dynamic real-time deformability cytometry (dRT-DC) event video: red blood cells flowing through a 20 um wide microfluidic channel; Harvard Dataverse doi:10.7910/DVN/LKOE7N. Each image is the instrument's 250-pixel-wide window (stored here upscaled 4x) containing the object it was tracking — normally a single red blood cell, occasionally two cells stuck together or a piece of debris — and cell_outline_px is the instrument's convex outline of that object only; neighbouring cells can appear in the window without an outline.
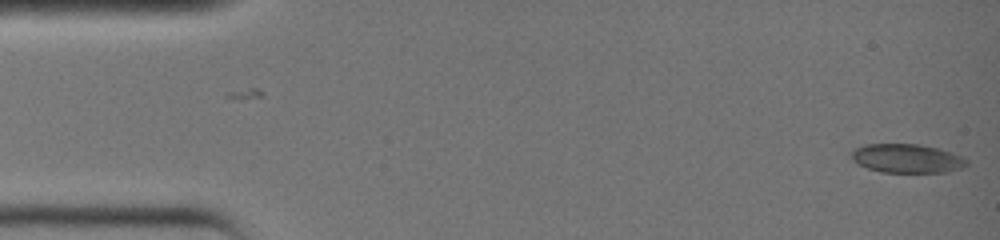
{"species": "common noctule bat (a hibernating species)", "species_latin": "Nyctalus noctula", "temperature_condition": "warm", "stored_images_in_passage": 4, "camera_frame_rate_fps": 3000, "um_per_image_px": 0.085, "animal": {"sex": "female", "body_mass_g": 19.0, "forearm_length_mm": 51.5}, "frame": {"image": 1, "passage_image": 4, "time_ms": 1.0, "image_size_px": [1000, 240], "cell_outline_px": [[968, 164], [960, 168], [948, 172], [880, 172], [868, 168], [860, 164], [852, 156], [852, 152], [856, 148], [868, 144], [916, 144], [936, 148], [960, 156], [968, 160]], "centroid_in_image_um": [77.11, 13.47], "position_along_channel_um": 7.9, "area_um2": 18.9}}